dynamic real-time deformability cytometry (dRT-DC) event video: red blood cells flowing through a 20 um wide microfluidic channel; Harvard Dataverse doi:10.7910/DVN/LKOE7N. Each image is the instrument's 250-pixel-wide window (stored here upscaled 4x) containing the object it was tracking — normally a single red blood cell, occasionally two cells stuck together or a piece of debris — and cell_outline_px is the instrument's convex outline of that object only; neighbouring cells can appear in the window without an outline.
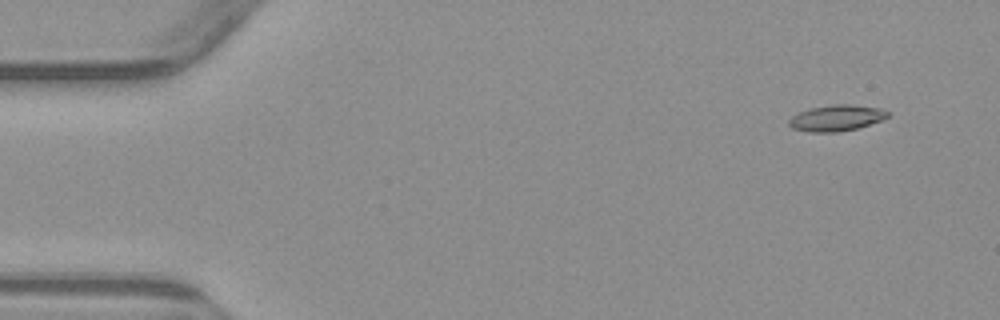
{"species": "common noctule bat (a hibernating species)", "species_latin": "Nyctalus noctula", "temperature_condition": "warm", "stored_images_in_passage": 5, "camera_frame_rate_fps": 3000, "um_per_image_px": 0.085, "animal": {"sex": "male", "body_mass_g": 23.1, "forearm_length_mm": 52.7}, "frame": {"image": 1, "passage_image": 1, "time_ms": 0.0, "image_size_px": [1000, 320], "cell_outline_px": [[888, 116], [880, 120], [856, 128], [836, 132], [808, 132], [792, 128], [788, 124], [788, 120], [792, 116], [808, 108], [832, 104], [852, 104], [880, 108], [888, 112]], "centroid_in_image_um": [71.04, 10.02], "position_along_channel_um": 14.0, "area_um2": 14.91}}